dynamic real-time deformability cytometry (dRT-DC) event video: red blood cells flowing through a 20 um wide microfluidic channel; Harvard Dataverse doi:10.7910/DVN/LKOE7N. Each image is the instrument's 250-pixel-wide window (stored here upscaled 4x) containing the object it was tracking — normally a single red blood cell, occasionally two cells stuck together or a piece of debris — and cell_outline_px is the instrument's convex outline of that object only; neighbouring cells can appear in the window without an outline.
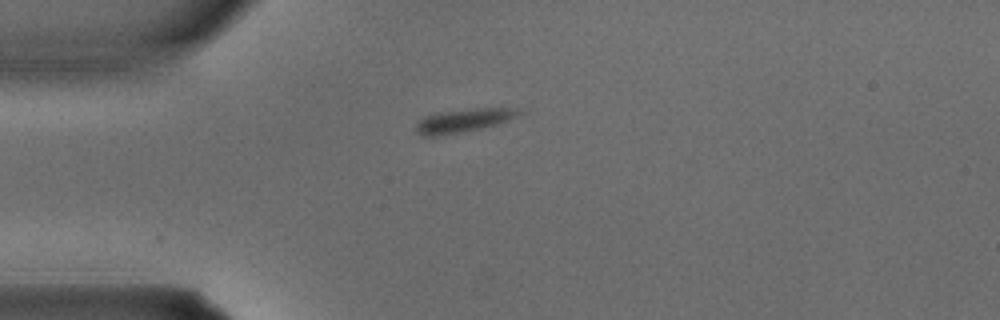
{"species": "common noctule bat (a hibernating species)", "species_latin": "Nyctalus noctula", "temperature_condition": "warm", "stored_images_in_passage": 1, "camera_frame_rate_fps": 3000, "um_per_image_px": 0.085, "animal": {"sex": "male", "body_mass_g": 15.6}, "frame": {"image": 1, "passage_image": 1, "time_ms": 0.0, "image_size_px": [1000, 320], "cell_outline_px": [[520, 112], [504, 120], [480, 128], [436, 136], [420, 136], [416, 132], [416, 120], [424, 116], [436, 112], [476, 108], [508, 108]], "centroid_in_image_um": [39.16, 10.24], "position_along_channel_um": 45.8, "area_um2": 13.47}}